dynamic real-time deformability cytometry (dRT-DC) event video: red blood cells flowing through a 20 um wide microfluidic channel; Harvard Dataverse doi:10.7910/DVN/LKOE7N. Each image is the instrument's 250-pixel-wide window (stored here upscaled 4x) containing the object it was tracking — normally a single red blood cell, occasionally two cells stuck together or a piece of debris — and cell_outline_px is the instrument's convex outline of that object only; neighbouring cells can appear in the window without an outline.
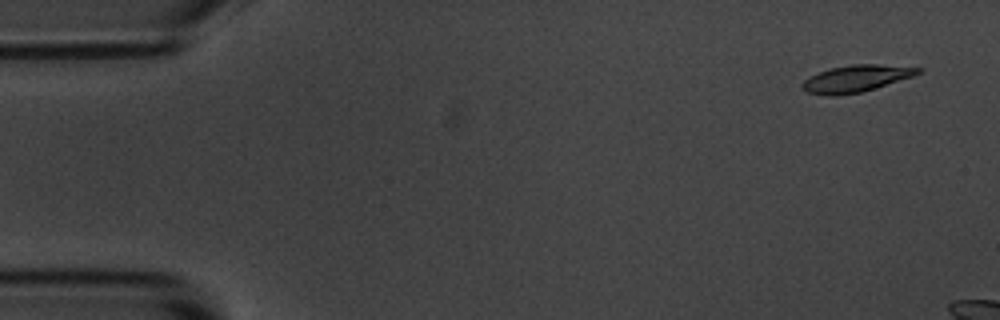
{"species": "common noctule bat (a hibernating species)", "species_latin": "Nyctalus noctula", "temperature_condition": "room temperature", "stored_images_in_passage": 2, "segment_of_instrument_passage": [2, 2], "camera_frame_rate_fps": 3000, "um_per_image_px": 0.085, "animal": {"sex": "male", "body_mass_g": 20.1, "forearm_length_mm": 53.5}, "frame": {"image": 1, "passage_image": 2, "time_ms": 2.0, "image_size_px": [1000, 320], "cell_outline_px": [[920, 72], [912, 76], [860, 92], [836, 96], [832, 96], [808, 92], [800, 88], [800, 84], [804, 80], [828, 68], [852, 64], [880, 64], [920, 68]], "centroid_in_image_um": [72.69, 6.67], "position_along_channel_um": 12.3, "area_um2": 17.74}}